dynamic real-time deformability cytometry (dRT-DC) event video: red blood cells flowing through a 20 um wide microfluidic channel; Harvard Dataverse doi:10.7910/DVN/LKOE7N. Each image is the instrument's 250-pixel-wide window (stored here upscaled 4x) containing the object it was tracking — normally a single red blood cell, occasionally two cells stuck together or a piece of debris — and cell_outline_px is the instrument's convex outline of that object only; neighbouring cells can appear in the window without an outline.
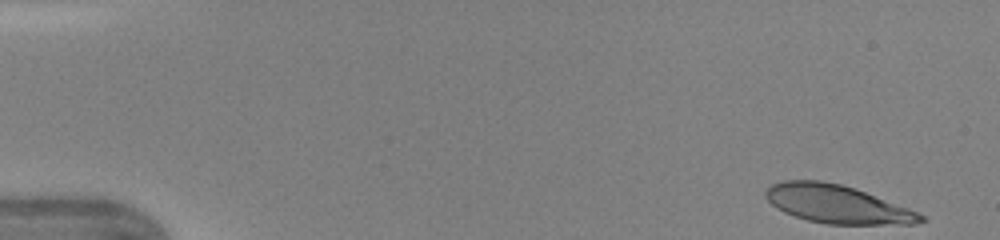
{"species": "human", "species_latin": "Homo sapiens", "temperature_condition": "warm", "stored_images_in_passage": 12, "camera_frame_rate_fps": 3000, "um_per_image_px": 0.085, "donor": {"sex": "female"}, "frame": {"image": 1, "passage_image": 1, "time_ms": 0.0, "image_size_px": [1000, 240], "cell_outline_px": [[924, 220], [916, 224], [828, 224], [808, 220], [784, 212], [776, 208], [764, 196], [764, 192], [772, 184], [784, 180], [820, 180], [840, 184], [856, 188], [908, 208], [924, 216]], "centroid_in_image_um": [71.13, 17.34], "position_along_channel_um": 13.9, "area_um2": 34.28}}